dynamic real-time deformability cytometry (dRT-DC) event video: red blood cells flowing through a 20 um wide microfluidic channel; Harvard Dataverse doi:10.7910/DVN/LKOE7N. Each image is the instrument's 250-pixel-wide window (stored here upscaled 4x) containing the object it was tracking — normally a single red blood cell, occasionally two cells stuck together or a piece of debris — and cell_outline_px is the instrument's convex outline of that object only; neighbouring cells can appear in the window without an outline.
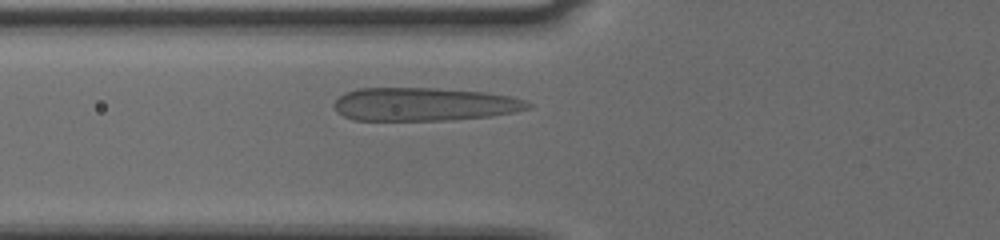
{"species": "human", "species_latin": "Homo sapiens", "temperature_condition": "cold", "stored_images_in_passage": 36, "camera_frame_rate_fps": 3000, "um_per_image_px": 0.085, "donor": {"sex": "male"}, "frame": {"image": 1, "passage_image": 9, "time_ms": 2.667, "image_size_px": [1000, 240], "cell_outline_px": [[532, 108], [512, 112], [488, 116], [444, 120], [356, 120], [344, 116], [332, 104], [344, 92], [356, 88], [436, 88], [484, 92], [508, 96], [524, 100], [532, 104]], "centroid_in_image_um": [36.03, 8.85], "position_along_channel_um": 89.8, "area_um2": 37.34}}
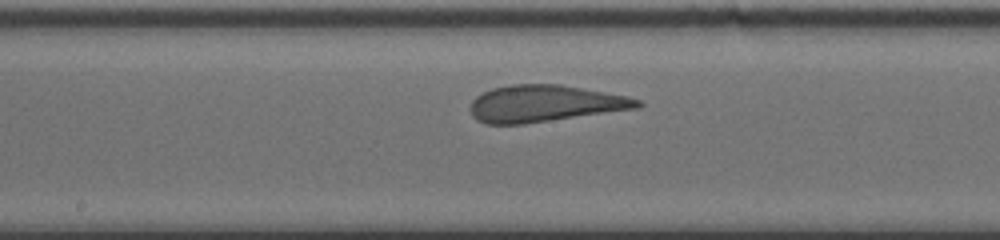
{"frame": {"image": 2, "passage_image": 18, "time_ms": 5.667, "image_size_px": [1000, 240], "cell_outline_px": [[644, 104], [640, 108], [524, 124], [488, 124], [472, 116], [472, 100], [476, 96], [492, 88], [512, 84], [560, 84], [628, 96], [640, 100]], "centroid_in_image_um": [46.35, 8.8], "position_along_channel_um": 201.8, "area_um2": 35.72}}
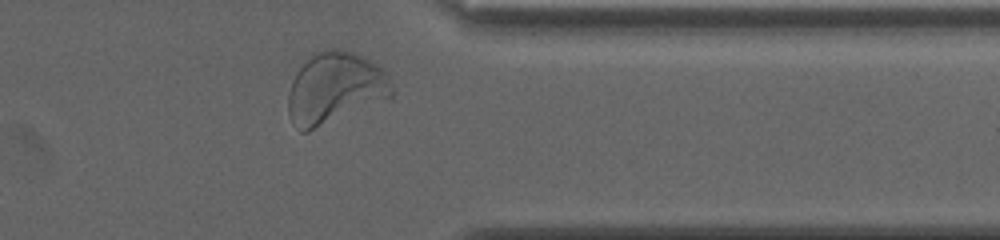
{"frame": {"image": 3, "passage_image": 33, "time_ms": 10.667, "image_size_px": [1000, 240], "cell_outline_px": [[392, 96], [308, 132], [300, 132], [292, 120], [288, 112], [288, 96], [292, 80], [296, 72], [312, 52], [324, 48], [332, 48], [352, 52], [368, 60], [380, 68], [384, 72], [392, 88]], "centroid_in_image_um": [28.4, 7.48], "position_along_channel_um": 383.0, "area_um2": 42.54}, "authors_computed_cell_mechanics": {"area_um2": 36.0383, "velocity_mm_per_s": 3.7042, "shape_relaxation_time_tau1_ms": 4.2434, "shape_relaxation_time_tau2_ms": null, "deformation_change_tau1": 0.1623, "deformation_change_tau2": null}}